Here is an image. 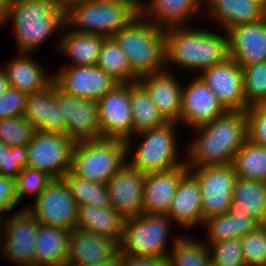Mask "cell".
Segmentation results:
<instances>
[{
	"label": "cell",
	"mask_w": 266,
	"mask_h": 266,
	"mask_svg": "<svg viewBox=\"0 0 266 266\" xmlns=\"http://www.w3.org/2000/svg\"><path fill=\"white\" fill-rule=\"evenodd\" d=\"M36 129L24 116L0 119V141L8 148L27 145Z\"/></svg>",
	"instance_id": "cell-38"
},
{
	"label": "cell",
	"mask_w": 266,
	"mask_h": 266,
	"mask_svg": "<svg viewBox=\"0 0 266 266\" xmlns=\"http://www.w3.org/2000/svg\"><path fill=\"white\" fill-rule=\"evenodd\" d=\"M144 178L126 162L106 183L111 207L125 219L143 213Z\"/></svg>",
	"instance_id": "cell-19"
},
{
	"label": "cell",
	"mask_w": 266,
	"mask_h": 266,
	"mask_svg": "<svg viewBox=\"0 0 266 266\" xmlns=\"http://www.w3.org/2000/svg\"><path fill=\"white\" fill-rule=\"evenodd\" d=\"M18 203L16 179L0 175V215L13 211Z\"/></svg>",
	"instance_id": "cell-46"
},
{
	"label": "cell",
	"mask_w": 266,
	"mask_h": 266,
	"mask_svg": "<svg viewBox=\"0 0 266 266\" xmlns=\"http://www.w3.org/2000/svg\"><path fill=\"white\" fill-rule=\"evenodd\" d=\"M237 177L266 182V147L246 139L233 160Z\"/></svg>",
	"instance_id": "cell-34"
},
{
	"label": "cell",
	"mask_w": 266,
	"mask_h": 266,
	"mask_svg": "<svg viewBox=\"0 0 266 266\" xmlns=\"http://www.w3.org/2000/svg\"><path fill=\"white\" fill-rule=\"evenodd\" d=\"M202 3L203 0H140V15L164 29L191 26L189 23L197 15V8L198 12L203 8Z\"/></svg>",
	"instance_id": "cell-23"
},
{
	"label": "cell",
	"mask_w": 266,
	"mask_h": 266,
	"mask_svg": "<svg viewBox=\"0 0 266 266\" xmlns=\"http://www.w3.org/2000/svg\"><path fill=\"white\" fill-rule=\"evenodd\" d=\"M27 94L9 87L0 96V119L23 116L26 108Z\"/></svg>",
	"instance_id": "cell-44"
},
{
	"label": "cell",
	"mask_w": 266,
	"mask_h": 266,
	"mask_svg": "<svg viewBox=\"0 0 266 266\" xmlns=\"http://www.w3.org/2000/svg\"><path fill=\"white\" fill-rule=\"evenodd\" d=\"M126 141L120 139L84 140L75 143L70 171L95 183L106 184L127 162Z\"/></svg>",
	"instance_id": "cell-7"
},
{
	"label": "cell",
	"mask_w": 266,
	"mask_h": 266,
	"mask_svg": "<svg viewBox=\"0 0 266 266\" xmlns=\"http://www.w3.org/2000/svg\"><path fill=\"white\" fill-rule=\"evenodd\" d=\"M177 126L178 123L167 122L161 127L152 128L135 133L126 141L127 157L130 159L127 163L143 174L156 173L160 171H168L179 166H186L185 157L180 159V150L178 149L177 141ZM143 137V142L139 143L135 151L133 139ZM133 146V147H132ZM130 149V150H129ZM132 151V152H131ZM130 152V153H129ZM134 156L132 157V155ZM180 159V160H179Z\"/></svg>",
	"instance_id": "cell-6"
},
{
	"label": "cell",
	"mask_w": 266,
	"mask_h": 266,
	"mask_svg": "<svg viewBox=\"0 0 266 266\" xmlns=\"http://www.w3.org/2000/svg\"><path fill=\"white\" fill-rule=\"evenodd\" d=\"M10 0H0V25H4L7 13H8V6H9Z\"/></svg>",
	"instance_id": "cell-50"
},
{
	"label": "cell",
	"mask_w": 266,
	"mask_h": 266,
	"mask_svg": "<svg viewBox=\"0 0 266 266\" xmlns=\"http://www.w3.org/2000/svg\"><path fill=\"white\" fill-rule=\"evenodd\" d=\"M188 172L186 166H179L168 171L145 174L143 213L167 215L180 181Z\"/></svg>",
	"instance_id": "cell-22"
},
{
	"label": "cell",
	"mask_w": 266,
	"mask_h": 266,
	"mask_svg": "<svg viewBox=\"0 0 266 266\" xmlns=\"http://www.w3.org/2000/svg\"><path fill=\"white\" fill-rule=\"evenodd\" d=\"M247 113V139L266 147V104L252 106Z\"/></svg>",
	"instance_id": "cell-42"
},
{
	"label": "cell",
	"mask_w": 266,
	"mask_h": 266,
	"mask_svg": "<svg viewBox=\"0 0 266 266\" xmlns=\"http://www.w3.org/2000/svg\"><path fill=\"white\" fill-rule=\"evenodd\" d=\"M140 0H90L65 10V27L78 33L113 37L140 15Z\"/></svg>",
	"instance_id": "cell-5"
},
{
	"label": "cell",
	"mask_w": 266,
	"mask_h": 266,
	"mask_svg": "<svg viewBox=\"0 0 266 266\" xmlns=\"http://www.w3.org/2000/svg\"><path fill=\"white\" fill-rule=\"evenodd\" d=\"M97 66L112 76L119 83L138 82L127 57L113 37L103 40Z\"/></svg>",
	"instance_id": "cell-35"
},
{
	"label": "cell",
	"mask_w": 266,
	"mask_h": 266,
	"mask_svg": "<svg viewBox=\"0 0 266 266\" xmlns=\"http://www.w3.org/2000/svg\"><path fill=\"white\" fill-rule=\"evenodd\" d=\"M119 256L120 266H166V259L131 255Z\"/></svg>",
	"instance_id": "cell-48"
},
{
	"label": "cell",
	"mask_w": 266,
	"mask_h": 266,
	"mask_svg": "<svg viewBox=\"0 0 266 266\" xmlns=\"http://www.w3.org/2000/svg\"><path fill=\"white\" fill-rule=\"evenodd\" d=\"M240 67L244 75L245 111L266 104V62Z\"/></svg>",
	"instance_id": "cell-37"
},
{
	"label": "cell",
	"mask_w": 266,
	"mask_h": 266,
	"mask_svg": "<svg viewBox=\"0 0 266 266\" xmlns=\"http://www.w3.org/2000/svg\"><path fill=\"white\" fill-rule=\"evenodd\" d=\"M32 53H19L4 64L9 86L27 95L37 93L49 86L54 79L38 61L31 58Z\"/></svg>",
	"instance_id": "cell-25"
},
{
	"label": "cell",
	"mask_w": 266,
	"mask_h": 266,
	"mask_svg": "<svg viewBox=\"0 0 266 266\" xmlns=\"http://www.w3.org/2000/svg\"><path fill=\"white\" fill-rule=\"evenodd\" d=\"M125 218L113 207L80 206L76 227L120 243Z\"/></svg>",
	"instance_id": "cell-29"
},
{
	"label": "cell",
	"mask_w": 266,
	"mask_h": 266,
	"mask_svg": "<svg viewBox=\"0 0 266 266\" xmlns=\"http://www.w3.org/2000/svg\"><path fill=\"white\" fill-rule=\"evenodd\" d=\"M228 212L232 214L234 238H241L244 235L253 232L261 225L257 220L251 217V214L239 213V211L232 206L229 208Z\"/></svg>",
	"instance_id": "cell-47"
},
{
	"label": "cell",
	"mask_w": 266,
	"mask_h": 266,
	"mask_svg": "<svg viewBox=\"0 0 266 266\" xmlns=\"http://www.w3.org/2000/svg\"><path fill=\"white\" fill-rule=\"evenodd\" d=\"M85 1H90V0H57L59 5L66 10L68 7L80 3V2H85Z\"/></svg>",
	"instance_id": "cell-51"
},
{
	"label": "cell",
	"mask_w": 266,
	"mask_h": 266,
	"mask_svg": "<svg viewBox=\"0 0 266 266\" xmlns=\"http://www.w3.org/2000/svg\"><path fill=\"white\" fill-rule=\"evenodd\" d=\"M131 111L133 135L167 123L151 100L149 93L139 82L131 83Z\"/></svg>",
	"instance_id": "cell-33"
},
{
	"label": "cell",
	"mask_w": 266,
	"mask_h": 266,
	"mask_svg": "<svg viewBox=\"0 0 266 266\" xmlns=\"http://www.w3.org/2000/svg\"><path fill=\"white\" fill-rule=\"evenodd\" d=\"M167 216L185 228L203 227L201 188L190 172L181 179Z\"/></svg>",
	"instance_id": "cell-27"
},
{
	"label": "cell",
	"mask_w": 266,
	"mask_h": 266,
	"mask_svg": "<svg viewBox=\"0 0 266 266\" xmlns=\"http://www.w3.org/2000/svg\"><path fill=\"white\" fill-rule=\"evenodd\" d=\"M27 145L6 149L5 167L0 168V175L16 179L23 168L27 166Z\"/></svg>",
	"instance_id": "cell-45"
},
{
	"label": "cell",
	"mask_w": 266,
	"mask_h": 266,
	"mask_svg": "<svg viewBox=\"0 0 266 266\" xmlns=\"http://www.w3.org/2000/svg\"><path fill=\"white\" fill-rule=\"evenodd\" d=\"M207 245L210 250L211 266H245L241 238L227 239Z\"/></svg>",
	"instance_id": "cell-40"
},
{
	"label": "cell",
	"mask_w": 266,
	"mask_h": 266,
	"mask_svg": "<svg viewBox=\"0 0 266 266\" xmlns=\"http://www.w3.org/2000/svg\"><path fill=\"white\" fill-rule=\"evenodd\" d=\"M62 34L57 47L72 64L64 66H92L97 65L103 40L106 38L97 34H84L70 30L68 27Z\"/></svg>",
	"instance_id": "cell-30"
},
{
	"label": "cell",
	"mask_w": 266,
	"mask_h": 266,
	"mask_svg": "<svg viewBox=\"0 0 266 266\" xmlns=\"http://www.w3.org/2000/svg\"><path fill=\"white\" fill-rule=\"evenodd\" d=\"M257 4H259L266 11V0H253Z\"/></svg>",
	"instance_id": "cell-55"
},
{
	"label": "cell",
	"mask_w": 266,
	"mask_h": 266,
	"mask_svg": "<svg viewBox=\"0 0 266 266\" xmlns=\"http://www.w3.org/2000/svg\"><path fill=\"white\" fill-rule=\"evenodd\" d=\"M7 145L0 141V168L5 167Z\"/></svg>",
	"instance_id": "cell-52"
},
{
	"label": "cell",
	"mask_w": 266,
	"mask_h": 266,
	"mask_svg": "<svg viewBox=\"0 0 266 266\" xmlns=\"http://www.w3.org/2000/svg\"><path fill=\"white\" fill-rule=\"evenodd\" d=\"M166 33V70L174 65L197 76L229 58L228 33L197 29L191 26H173ZM173 64V65H172ZM172 65V67H171ZM171 67V68H169Z\"/></svg>",
	"instance_id": "cell-2"
},
{
	"label": "cell",
	"mask_w": 266,
	"mask_h": 266,
	"mask_svg": "<svg viewBox=\"0 0 266 266\" xmlns=\"http://www.w3.org/2000/svg\"><path fill=\"white\" fill-rule=\"evenodd\" d=\"M183 86L179 125L190 129L209 123L224 115L227 110L217 100L207 84L197 75Z\"/></svg>",
	"instance_id": "cell-17"
},
{
	"label": "cell",
	"mask_w": 266,
	"mask_h": 266,
	"mask_svg": "<svg viewBox=\"0 0 266 266\" xmlns=\"http://www.w3.org/2000/svg\"><path fill=\"white\" fill-rule=\"evenodd\" d=\"M203 9L210 20L227 32L234 26L253 23L266 16V11L253 0H203Z\"/></svg>",
	"instance_id": "cell-26"
},
{
	"label": "cell",
	"mask_w": 266,
	"mask_h": 266,
	"mask_svg": "<svg viewBox=\"0 0 266 266\" xmlns=\"http://www.w3.org/2000/svg\"><path fill=\"white\" fill-rule=\"evenodd\" d=\"M227 33L229 58L240 66L266 62V16L257 22L234 26Z\"/></svg>",
	"instance_id": "cell-20"
},
{
	"label": "cell",
	"mask_w": 266,
	"mask_h": 266,
	"mask_svg": "<svg viewBox=\"0 0 266 266\" xmlns=\"http://www.w3.org/2000/svg\"><path fill=\"white\" fill-rule=\"evenodd\" d=\"M53 180L46 173L25 167L16 178V193L18 202L27 195L37 198L46 186Z\"/></svg>",
	"instance_id": "cell-41"
},
{
	"label": "cell",
	"mask_w": 266,
	"mask_h": 266,
	"mask_svg": "<svg viewBox=\"0 0 266 266\" xmlns=\"http://www.w3.org/2000/svg\"><path fill=\"white\" fill-rule=\"evenodd\" d=\"M39 224L56 226L67 231L76 227L78 207L64 179H53L26 207Z\"/></svg>",
	"instance_id": "cell-11"
},
{
	"label": "cell",
	"mask_w": 266,
	"mask_h": 266,
	"mask_svg": "<svg viewBox=\"0 0 266 266\" xmlns=\"http://www.w3.org/2000/svg\"><path fill=\"white\" fill-rule=\"evenodd\" d=\"M198 77L227 111L245 110L243 70L233 59L207 68Z\"/></svg>",
	"instance_id": "cell-16"
},
{
	"label": "cell",
	"mask_w": 266,
	"mask_h": 266,
	"mask_svg": "<svg viewBox=\"0 0 266 266\" xmlns=\"http://www.w3.org/2000/svg\"><path fill=\"white\" fill-rule=\"evenodd\" d=\"M13 24L18 53H32L65 27V10L57 0H10L5 24Z\"/></svg>",
	"instance_id": "cell-3"
},
{
	"label": "cell",
	"mask_w": 266,
	"mask_h": 266,
	"mask_svg": "<svg viewBox=\"0 0 266 266\" xmlns=\"http://www.w3.org/2000/svg\"><path fill=\"white\" fill-rule=\"evenodd\" d=\"M201 188L203 224L231 207L237 174L233 164L187 167Z\"/></svg>",
	"instance_id": "cell-10"
},
{
	"label": "cell",
	"mask_w": 266,
	"mask_h": 266,
	"mask_svg": "<svg viewBox=\"0 0 266 266\" xmlns=\"http://www.w3.org/2000/svg\"><path fill=\"white\" fill-rule=\"evenodd\" d=\"M241 248L245 266H266V225L241 237Z\"/></svg>",
	"instance_id": "cell-39"
},
{
	"label": "cell",
	"mask_w": 266,
	"mask_h": 266,
	"mask_svg": "<svg viewBox=\"0 0 266 266\" xmlns=\"http://www.w3.org/2000/svg\"><path fill=\"white\" fill-rule=\"evenodd\" d=\"M75 141L65 134L36 131L28 148V168L46 173L52 179H63L71 168Z\"/></svg>",
	"instance_id": "cell-9"
},
{
	"label": "cell",
	"mask_w": 266,
	"mask_h": 266,
	"mask_svg": "<svg viewBox=\"0 0 266 266\" xmlns=\"http://www.w3.org/2000/svg\"><path fill=\"white\" fill-rule=\"evenodd\" d=\"M119 253V242L75 227L66 266H99L114 261Z\"/></svg>",
	"instance_id": "cell-18"
},
{
	"label": "cell",
	"mask_w": 266,
	"mask_h": 266,
	"mask_svg": "<svg viewBox=\"0 0 266 266\" xmlns=\"http://www.w3.org/2000/svg\"><path fill=\"white\" fill-rule=\"evenodd\" d=\"M56 101L68 137L75 142L102 139L96 101L66 94L57 85Z\"/></svg>",
	"instance_id": "cell-14"
},
{
	"label": "cell",
	"mask_w": 266,
	"mask_h": 266,
	"mask_svg": "<svg viewBox=\"0 0 266 266\" xmlns=\"http://www.w3.org/2000/svg\"><path fill=\"white\" fill-rule=\"evenodd\" d=\"M20 209L5 219L1 247L3 258L20 266H35L39 222L27 208L23 206Z\"/></svg>",
	"instance_id": "cell-12"
},
{
	"label": "cell",
	"mask_w": 266,
	"mask_h": 266,
	"mask_svg": "<svg viewBox=\"0 0 266 266\" xmlns=\"http://www.w3.org/2000/svg\"><path fill=\"white\" fill-rule=\"evenodd\" d=\"M96 103L103 139L127 141L133 136L131 83H118Z\"/></svg>",
	"instance_id": "cell-13"
},
{
	"label": "cell",
	"mask_w": 266,
	"mask_h": 266,
	"mask_svg": "<svg viewBox=\"0 0 266 266\" xmlns=\"http://www.w3.org/2000/svg\"><path fill=\"white\" fill-rule=\"evenodd\" d=\"M173 222L165 214L142 213L125 219L119 255L166 259ZM169 249V250H167Z\"/></svg>",
	"instance_id": "cell-8"
},
{
	"label": "cell",
	"mask_w": 266,
	"mask_h": 266,
	"mask_svg": "<svg viewBox=\"0 0 266 266\" xmlns=\"http://www.w3.org/2000/svg\"><path fill=\"white\" fill-rule=\"evenodd\" d=\"M70 233L60 227L39 224L35 266H66Z\"/></svg>",
	"instance_id": "cell-28"
},
{
	"label": "cell",
	"mask_w": 266,
	"mask_h": 266,
	"mask_svg": "<svg viewBox=\"0 0 266 266\" xmlns=\"http://www.w3.org/2000/svg\"><path fill=\"white\" fill-rule=\"evenodd\" d=\"M99 266H120V256H118L114 261Z\"/></svg>",
	"instance_id": "cell-54"
},
{
	"label": "cell",
	"mask_w": 266,
	"mask_h": 266,
	"mask_svg": "<svg viewBox=\"0 0 266 266\" xmlns=\"http://www.w3.org/2000/svg\"><path fill=\"white\" fill-rule=\"evenodd\" d=\"M203 228H206L208 235L206 244H213L227 239H233L232 214L228 211L224 214L213 216L205 220Z\"/></svg>",
	"instance_id": "cell-43"
},
{
	"label": "cell",
	"mask_w": 266,
	"mask_h": 266,
	"mask_svg": "<svg viewBox=\"0 0 266 266\" xmlns=\"http://www.w3.org/2000/svg\"><path fill=\"white\" fill-rule=\"evenodd\" d=\"M182 234L170 240L166 266H211L210 250L205 241Z\"/></svg>",
	"instance_id": "cell-32"
},
{
	"label": "cell",
	"mask_w": 266,
	"mask_h": 266,
	"mask_svg": "<svg viewBox=\"0 0 266 266\" xmlns=\"http://www.w3.org/2000/svg\"><path fill=\"white\" fill-rule=\"evenodd\" d=\"M231 206L239 213L251 214L260 224L266 222V182L237 177Z\"/></svg>",
	"instance_id": "cell-31"
},
{
	"label": "cell",
	"mask_w": 266,
	"mask_h": 266,
	"mask_svg": "<svg viewBox=\"0 0 266 266\" xmlns=\"http://www.w3.org/2000/svg\"><path fill=\"white\" fill-rule=\"evenodd\" d=\"M4 219L3 215H0V250L2 247V237H3V229H4Z\"/></svg>",
	"instance_id": "cell-53"
},
{
	"label": "cell",
	"mask_w": 266,
	"mask_h": 266,
	"mask_svg": "<svg viewBox=\"0 0 266 266\" xmlns=\"http://www.w3.org/2000/svg\"><path fill=\"white\" fill-rule=\"evenodd\" d=\"M113 38L127 57L133 73L142 76L166 70V33L139 15Z\"/></svg>",
	"instance_id": "cell-4"
},
{
	"label": "cell",
	"mask_w": 266,
	"mask_h": 266,
	"mask_svg": "<svg viewBox=\"0 0 266 266\" xmlns=\"http://www.w3.org/2000/svg\"><path fill=\"white\" fill-rule=\"evenodd\" d=\"M9 82L7 79L6 71L1 66L0 67V96L4 94L9 89Z\"/></svg>",
	"instance_id": "cell-49"
},
{
	"label": "cell",
	"mask_w": 266,
	"mask_h": 266,
	"mask_svg": "<svg viewBox=\"0 0 266 266\" xmlns=\"http://www.w3.org/2000/svg\"><path fill=\"white\" fill-rule=\"evenodd\" d=\"M192 130L196 137L186 146V167L231 164L247 139V113L245 110L227 111Z\"/></svg>",
	"instance_id": "cell-1"
},
{
	"label": "cell",
	"mask_w": 266,
	"mask_h": 266,
	"mask_svg": "<svg viewBox=\"0 0 266 266\" xmlns=\"http://www.w3.org/2000/svg\"><path fill=\"white\" fill-rule=\"evenodd\" d=\"M73 199L80 206L108 207L110 205L106 184L95 183L85 178L74 175L70 170L63 177Z\"/></svg>",
	"instance_id": "cell-36"
},
{
	"label": "cell",
	"mask_w": 266,
	"mask_h": 266,
	"mask_svg": "<svg viewBox=\"0 0 266 266\" xmlns=\"http://www.w3.org/2000/svg\"><path fill=\"white\" fill-rule=\"evenodd\" d=\"M171 72L173 70L148 74L139 78L138 82L149 93L162 117L167 122L179 124L184 84Z\"/></svg>",
	"instance_id": "cell-21"
},
{
	"label": "cell",
	"mask_w": 266,
	"mask_h": 266,
	"mask_svg": "<svg viewBox=\"0 0 266 266\" xmlns=\"http://www.w3.org/2000/svg\"><path fill=\"white\" fill-rule=\"evenodd\" d=\"M56 101V83L53 81L40 92L27 96L24 117L36 131L66 135V124Z\"/></svg>",
	"instance_id": "cell-24"
},
{
	"label": "cell",
	"mask_w": 266,
	"mask_h": 266,
	"mask_svg": "<svg viewBox=\"0 0 266 266\" xmlns=\"http://www.w3.org/2000/svg\"><path fill=\"white\" fill-rule=\"evenodd\" d=\"M53 81L66 94L97 101L119 82L97 65L62 66Z\"/></svg>",
	"instance_id": "cell-15"
}]
</instances>
